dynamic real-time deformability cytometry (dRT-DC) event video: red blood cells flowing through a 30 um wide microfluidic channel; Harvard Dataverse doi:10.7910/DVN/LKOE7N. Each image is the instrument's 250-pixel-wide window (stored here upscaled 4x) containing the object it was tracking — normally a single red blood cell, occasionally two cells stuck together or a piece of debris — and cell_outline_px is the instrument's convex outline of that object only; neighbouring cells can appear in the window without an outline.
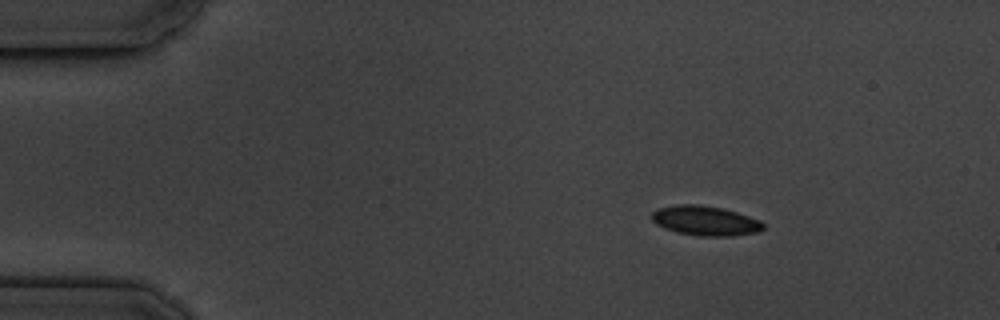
{"species": "common noctule bat (a hibernating species)", "species_latin": "Nyctalus noctula", "temperature_condition": "cold", "stored_images_in_passage": 4, "camera_frame_rate_fps": 3000, "um_per_image_px": 0.085, "animal": {"sex": "male", "body_mass_g": 19.5, "forearm_length_mm": 54.6}, "frame": {"image": 1, "passage_image": 2, "time_ms": 1.0, "image_size_px": [1000, 320], "cell_outline_px": [[764, 228], [756, 232], [732, 236], [700, 236], [676, 232], [664, 228], [656, 224], [652, 220], [652, 212], [656, 208], [676, 204], [696, 204], [724, 208], [760, 220], [764, 224]], "centroid_in_image_um": [59.92, 18.75], "position_along_channel_um": 25.1, "area_um2": 19.36}}
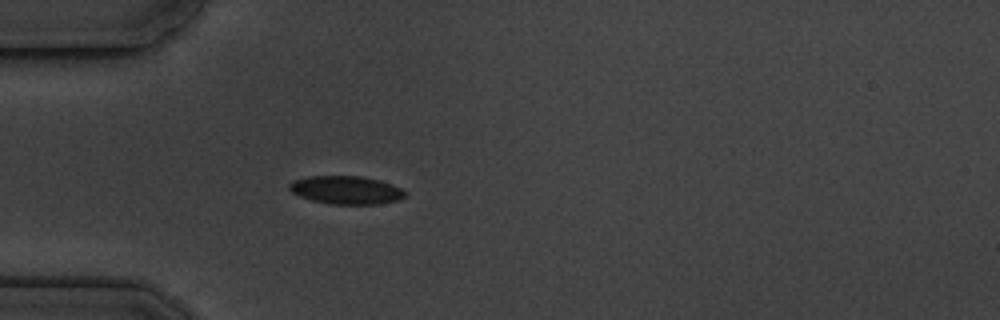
{"frame": {"image": 2, "passage_image": 4, "time_ms": 3.667, "image_size_px": [1000, 320], "cell_outline_px": [[404, 196], [400, 200], [376, 204], [332, 204], [312, 200], [300, 196], [292, 192], [288, 188], [288, 184], [296, 180], [308, 176], [360, 176], [380, 180], [392, 184], [400, 188], [404, 192]], "centroid_in_image_um": [29.42, 16.15], "position_along_channel_um": 55.6, "area_um2": 18.84}}